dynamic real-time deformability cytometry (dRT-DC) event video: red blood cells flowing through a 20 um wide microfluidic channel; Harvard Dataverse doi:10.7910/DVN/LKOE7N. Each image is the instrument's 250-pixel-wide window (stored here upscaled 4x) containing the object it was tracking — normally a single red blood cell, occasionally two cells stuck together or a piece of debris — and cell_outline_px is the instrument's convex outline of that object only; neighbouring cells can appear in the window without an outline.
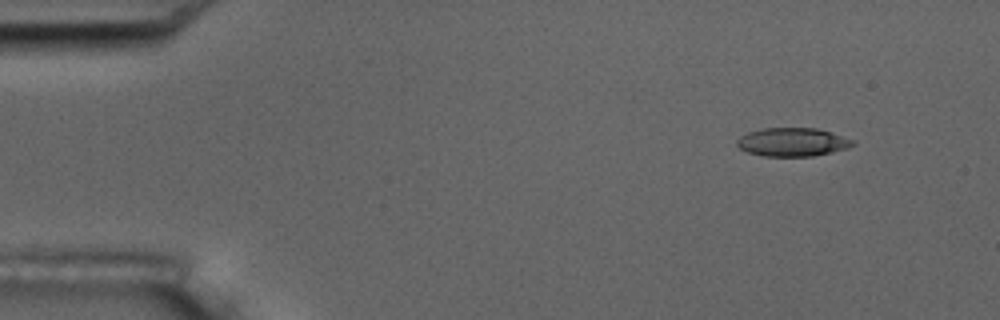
{"species": "common noctule bat (a hibernating species)", "species_latin": "Nyctalus noctula", "temperature_condition": "room temperature", "stored_images_in_passage": 4, "camera_frame_rate_fps": 3000, "um_per_image_px": 0.085, "animal": {"sex": "male", "body_mass_g": 17.5, "forearm_length_mm": 52.3}, "frame": {"image": 1, "passage_image": 1, "time_ms": 0.0, "image_size_px": [1000, 320], "cell_outline_px": [[856, 144], [848, 148], [832, 152], [812, 156], [764, 156], [748, 152], [740, 148], [736, 144], [736, 140], [740, 136], [748, 132], [760, 128], [816, 128], [856, 140]], "centroid_in_image_um": [67.37, 12.07], "position_along_channel_um": 17.6, "area_um2": 19.31}}
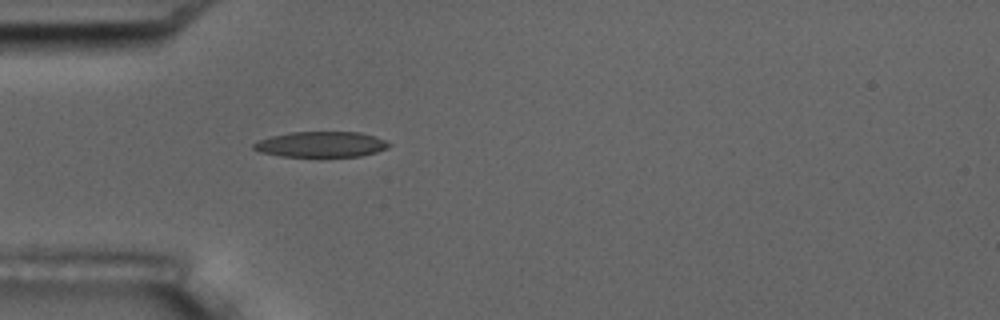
{"frame": {"image": 2, "passage_image": 4, "time_ms": 3.667, "image_size_px": [1000, 320], "cell_outline_px": [[392, 144], [388, 148], [376, 152], [360, 156], [280, 156], [260, 152], [252, 148], [252, 144], [260, 140], [272, 136], [292, 132], [360, 132], [384, 140]], "centroid_in_image_um": [27.29, 12.27], "position_along_channel_um": 57.7, "area_um2": 19.94}}